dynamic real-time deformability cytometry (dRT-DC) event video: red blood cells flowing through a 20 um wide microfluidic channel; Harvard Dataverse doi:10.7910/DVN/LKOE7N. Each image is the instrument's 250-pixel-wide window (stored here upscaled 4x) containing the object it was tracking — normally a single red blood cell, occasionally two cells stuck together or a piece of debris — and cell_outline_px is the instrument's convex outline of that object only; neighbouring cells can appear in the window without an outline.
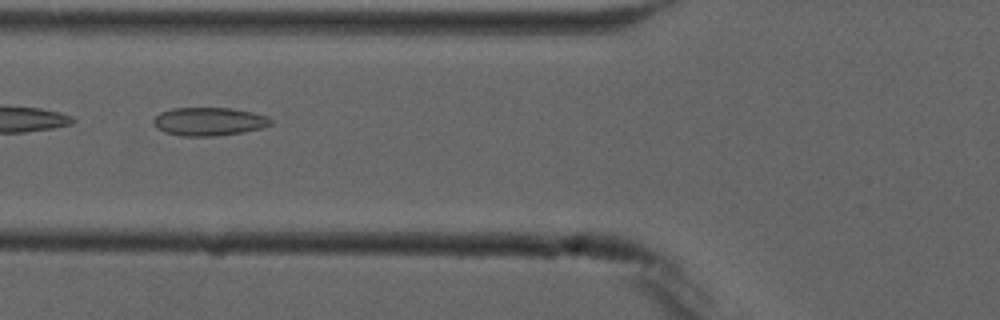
{"species": "common noctule bat (a hibernating species)", "species_latin": "Nyctalus noctula", "temperature_condition": "cold", "stored_images_in_passage": 8, "camera_frame_rate_fps": 3000, "um_per_image_px": 0.085, "animal": {"sex": "male", "forearm_length_mm": 52.5}, "frame": {"image": 1, "passage_image": 3, "time_ms": 2.333, "image_size_px": [1000, 320], "cell_outline_px": [[272, 124], [260, 128], [240, 132], [212, 136], [180, 136], [164, 132], [156, 128], [152, 124], [152, 120], [160, 112], [172, 108], [232, 108], [252, 112], [268, 116], [272, 120]], "centroid_in_image_um": [17.71, 10.32], "position_along_channel_um": 108.1, "area_um2": 19.36}}
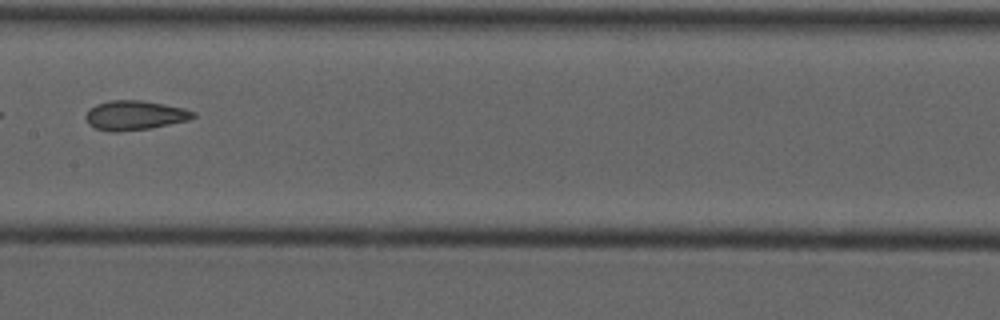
{"frame": {"image": 2, "passage_image": 5, "time_ms": 4.667, "image_size_px": [1000, 320], "cell_outline_px": [[196, 116], [188, 120], [148, 128], [116, 132], [108, 132], [96, 128], [88, 124], [84, 116], [88, 108], [96, 104], [112, 100], [144, 100], [184, 108], [196, 112]], "centroid_in_image_um": [11.42, 9.79], "position_along_channel_um": 196.0, "area_um2": 18.5}}
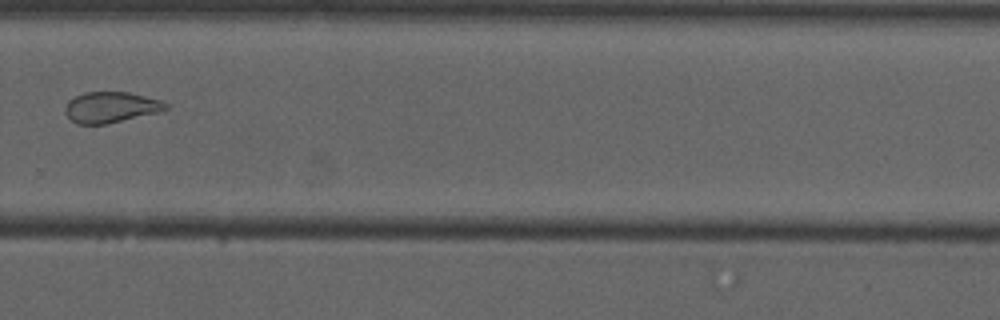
{"frame": {"image": 3, "passage_image": 8, "time_ms": 8.0, "image_size_px": [1000, 320], "cell_outline_px": [[168, 108], [160, 112], [108, 124], [76, 124], [64, 112], [64, 108], [68, 100], [84, 92], [128, 92], [160, 100], [168, 104]], "centroid_in_image_um": [9.41, 9.12], "position_along_channel_um": 320.4, "area_um2": 18.15}}